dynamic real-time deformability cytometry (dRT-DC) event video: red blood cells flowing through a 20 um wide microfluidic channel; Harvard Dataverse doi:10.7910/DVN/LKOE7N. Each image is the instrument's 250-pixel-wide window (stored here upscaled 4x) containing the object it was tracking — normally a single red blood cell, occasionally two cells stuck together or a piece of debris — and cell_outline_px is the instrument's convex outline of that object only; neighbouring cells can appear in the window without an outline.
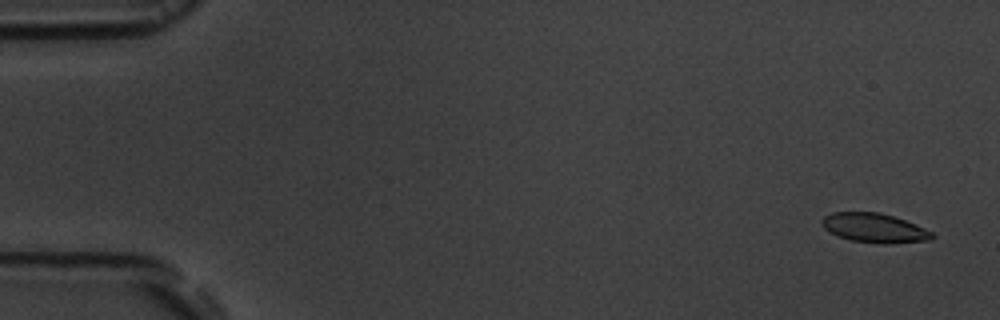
{"species": "common noctule bat (a hibernating species)", "species_latin": "Nyctalus noctula", "temperature_condition": "room temperature", "stored_images_in_passage": 6, "camera_frame_rate_fps": 3000, "um_per_image_px": 0.085, "animal": {"sex": "male", "body_mass_g": 19.5, "forearm_length_mm": 54.6}, "frame": {"image": 1, "passage_image": 1, "time_ms": 0.0, "image_size_px": [1000, 320], "cell_outline_px": [[936, 236], [932, 240], [888, 244], [884, 244], [852, 240], [840, 236], [824, 228], [820, 224], [820, 220], [824, 216], [832, 212], [880, 212], [916, 224], [932, 232]], "centroid_in_image_um": [74.34, 19.37], "position_along_channel_um": 10.7, "area_um2": 18.79}}
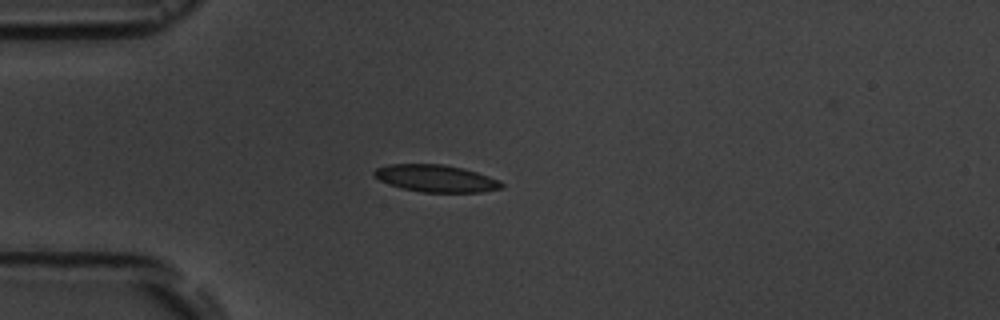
{"frame": {"image": 2, "passage_image": 4, "time_ms": 4.333, "image_size_px": [1000, 320], "cell_outline_px": [[504, 188], [480, 192], [420, 192], [388, 184], [372, 176], [372, 172], [376, 168], [388, 164], [440, 164], [460, 168], [476, 172], [500, 180], [504, 184]], "centroid_in_image_um": [37.03, 15.17], "position_along_channel_um": 48.0, "area_um2": 20.11}}
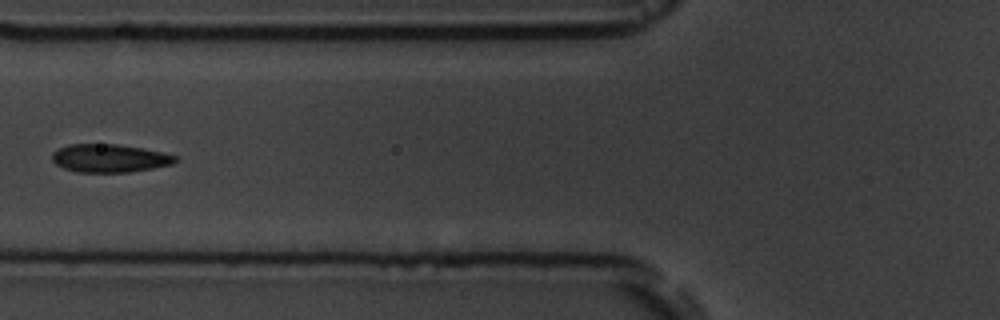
{"frame": {"image": 3, "passage_image": 6, "time_ms": 6.667, "image_size_px": [1000, 320], "cell_outline_px": [[180, 160], [172, 164], [152, 168], [128, 172], [76, 172], [64, 168], [56, 164], [52, 160], [52, 152], [68, 144], [116, 144], [140, 148], [180, 156]], "centroid_in_image_um": [9.32, 13.45], "position_along_channel_um": 116.5, "area_um2": 20.17}}